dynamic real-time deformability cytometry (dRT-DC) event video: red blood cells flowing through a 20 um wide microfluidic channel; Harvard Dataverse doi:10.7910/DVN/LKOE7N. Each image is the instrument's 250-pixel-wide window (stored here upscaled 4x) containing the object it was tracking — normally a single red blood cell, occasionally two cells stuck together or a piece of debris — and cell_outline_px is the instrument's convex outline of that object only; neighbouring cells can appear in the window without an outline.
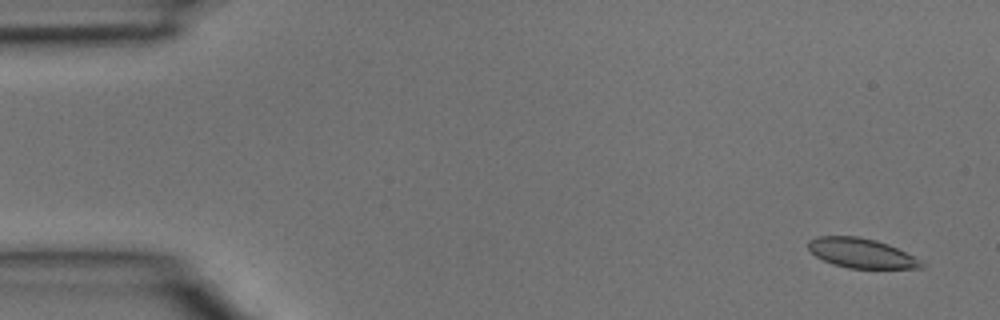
{"species": "common noctule bat (a hibernating species)", "species_latin": "Nyctalus noctula", "temperature_condition": "room temperature", "stored_images_in_passage": 4, "camera_frame_rate_fps": 3000, "um_per_image_px": 0.085, "animal": {"sex": "male", "body_mass_g": 15.6}, "frame": {"image": 1, "passage_image": 1, "time_ms": 0.0, "image_size_px": [1000, 320], "cell_outline_px": [[924, 268], [848, 268], [832, 264], [816, 256], [808, 248], [808, 240], [816, 236], [856, 236], [876, 240], [888, 244], [920, 260], [924, 264]], "centroid_in_image_um": [73.18, 21.51], "position_along_channel_um": 11.8, "area_um2": 19.36}}
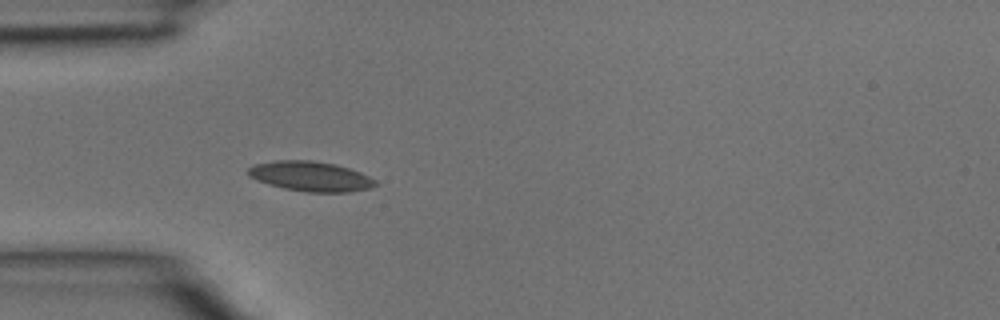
{"frame": {"image": 2, "passage_image": 4, "time_ms": 1.0, "image_size_px": [1000, 320], "cell_outline_px": [[380, 184], [372, 188], [348, 192], [308, 192], [284, 188], [268, 184], [256, 180], [248, 176], [248, 168], [256, 164], [276, 160], [312, 160], [336, 164], [360, 172], [376, 180]], "centroid_in_image_um": [26.43, 14.99], "position_along_channel_um": 58.6, "area_um2": 22.25}}